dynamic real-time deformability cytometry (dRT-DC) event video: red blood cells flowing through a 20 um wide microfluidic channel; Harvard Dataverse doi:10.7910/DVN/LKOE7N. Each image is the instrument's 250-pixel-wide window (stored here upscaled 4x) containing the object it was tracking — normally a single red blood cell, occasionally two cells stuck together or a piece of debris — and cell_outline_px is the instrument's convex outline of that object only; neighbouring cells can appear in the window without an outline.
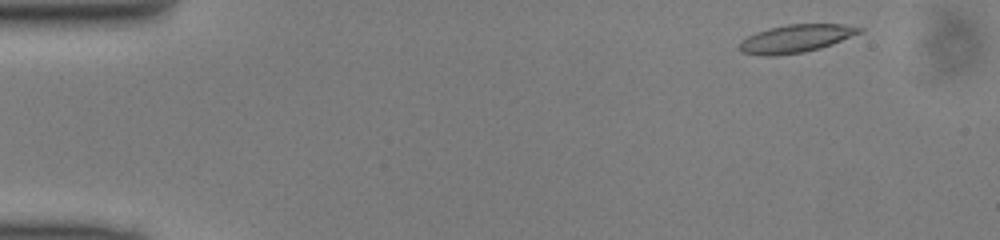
{"species": "common noctule bat (a hibernating species)", "species_latin": "Nyctalus noctula", "temperature_condition": "cold", "stored_images_in_passage": 10, "camera_frame_rate_fps": 3000, "um_per_image_px": 0.085, "animal": {"sex": "male", "body_mass_g": 13.0, "forearm_length_mm": 53.1}, "frame": {"image": 1, "passage_image": 1, "time_ms": 0.0, "image_size_px": [1000, 240], "cell_outline_px": [[864, 28], [860, 32], [832, 44], [820, 48], [804, 52], [776, 56], [764, 56], [740, 52], [736, 48], [740, 40], [756, 32], [768, 28], [788, 24], [844, 24]], "centroid_in_image_um": [67.57, 3.29], "position_along_channel_um": 17.4, "area_um2": 19.65}}